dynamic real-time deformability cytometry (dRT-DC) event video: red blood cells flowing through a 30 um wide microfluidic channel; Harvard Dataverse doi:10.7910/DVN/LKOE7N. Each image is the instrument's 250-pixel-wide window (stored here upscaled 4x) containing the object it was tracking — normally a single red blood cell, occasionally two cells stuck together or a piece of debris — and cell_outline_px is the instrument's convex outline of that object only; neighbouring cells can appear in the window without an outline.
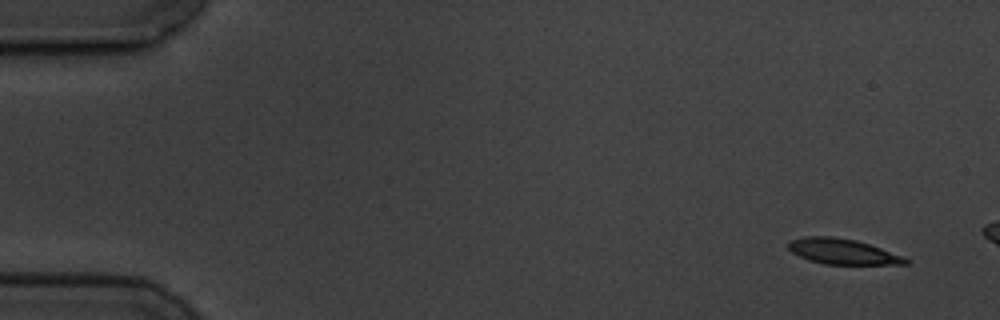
{"species": "common noctule bat (a hibernating species)", "species_latin": "Nyctalus noctula", "temperature_condition": "cold", "stored_images_in_passage": 4, "camera_frame_rate_fps": 3000, "um_per_image_px": 0.085, "animal": {"sex": "male", "body_mass_g": 19.5, "forearm_length_mm": 54.6}, "frame": {"image": 1, "passage_image": 1, "time_ms": 0.0, "image_size_px": [1000, 320], "cell_outline_px": [[908, 264], [824, 264], [808, 260], [792, 252], [788, 248], [788, 240], [804, 236], [832, 236], [856, 240], [904, 256], [908, 260]], "centroid_in_image_um": [71.58, 21.37], "position_along_channel_um": 13.4, "area_um2": 17.34}}